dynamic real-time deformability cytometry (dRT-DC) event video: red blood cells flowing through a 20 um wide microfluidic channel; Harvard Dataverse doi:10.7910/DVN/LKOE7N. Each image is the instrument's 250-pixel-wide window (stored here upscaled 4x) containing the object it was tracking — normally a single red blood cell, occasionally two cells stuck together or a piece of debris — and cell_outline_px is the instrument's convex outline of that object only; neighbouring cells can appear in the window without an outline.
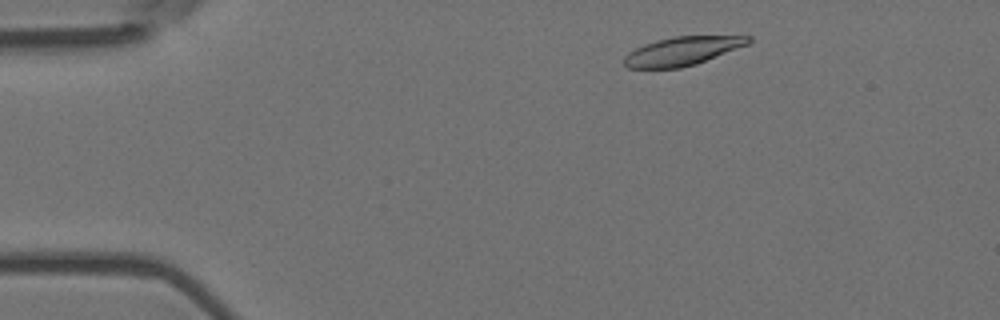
{"species": "Egyptian fruit bat (a non-hibernating species)", "species_latin": "Rousettus aegyptiacus", "temperature_condition": "room temperature", "stored_images_in_passage": 3, "camera_frame_rate_fps": 3000, "um_per_image_px": 0.085, "animal": {"sex": "female"}, "frame": {"image": 1, "passage_image": 1, "time_ms": 0.0, "image_size_px": [1000, 320], "cell_outline_px": [[752, 40], [748, 44], [696, 64], [680, 68], [628, 68], [624, 64], [624, 56], [628, 52], [644, 44], [656, 40], [676, 36], [752, 36]], "centroid_in_image_um": [57.98, 4.34], "position_along_channel_um": 27.0, "area_um2": 20.58}}